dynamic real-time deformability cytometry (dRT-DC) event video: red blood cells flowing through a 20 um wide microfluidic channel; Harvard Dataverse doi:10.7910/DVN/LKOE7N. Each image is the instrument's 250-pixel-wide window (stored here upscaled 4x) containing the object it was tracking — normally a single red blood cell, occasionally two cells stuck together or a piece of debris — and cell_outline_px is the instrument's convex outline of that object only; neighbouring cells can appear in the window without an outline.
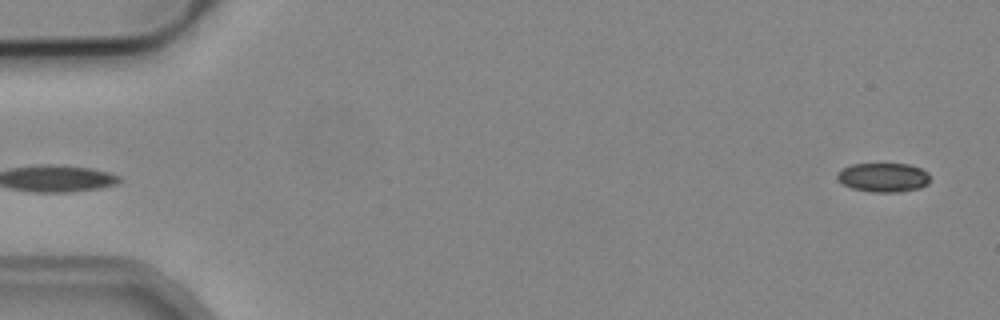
{"species": "common noctule bat (a hibernating species)", "species_latin": "Nyctalus noctula", "temperature_condition": "cold", "stored_images_in_passage": 4, "camera_frame_rate_fps": 3000, "um_per_image_px": 0.085, "animal": {"sex": "male", "body_mass_g": 19.2, "forearm_length_mm": 51.8}, "frame": {"image": 1, "passage_image": 4, "time_ms": 1.0, "image_size_px": [1000, 320], "cell_outline_px": [[928, 184], [920, 188], [900, 192], [872, 192], [852, 188], [836, 180], [836, 172], [852, 164], [908, 164], [920, 168], [928, 172]], "centroid_in_image_um": [75.06, 15.08], "position_along_channel_um": 9.9, "area_um2": 15.78}}